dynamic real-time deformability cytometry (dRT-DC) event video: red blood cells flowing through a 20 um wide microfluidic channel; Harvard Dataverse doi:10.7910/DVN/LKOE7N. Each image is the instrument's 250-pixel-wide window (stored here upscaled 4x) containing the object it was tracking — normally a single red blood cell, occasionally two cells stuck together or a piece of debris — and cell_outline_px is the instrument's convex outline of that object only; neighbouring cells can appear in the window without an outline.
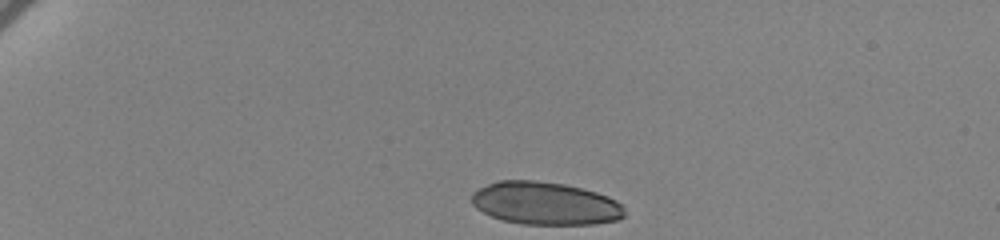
{"species": "human", "species_latin": "Homo sapiens", "temperature_condition": "cold", "stored_images_in_passage": 39, "camera_frame_rate_fps": 3000, "um_per_image_px": 0.085, "donor": {"sex": "female"}, "frame": {"image": 1, "passage_image": 1, "time_ms": 0.0, "image_size_px": [1000, 240], "cell_outline_px": [[624, 216], [620, 220], [592, 224], [524, 224], [504, 220], [492, 216], [476, 208], [472, 204], [472, 192], [488, 184], [500, 180], [532, 180], [564, 184], [596, 192], [608, 196], [616, 200], [624, 208]], "centroid_in_image_um": [46.36, 17.29], "position_along_channel_um": 38.6, "area_um2": 37.97}}
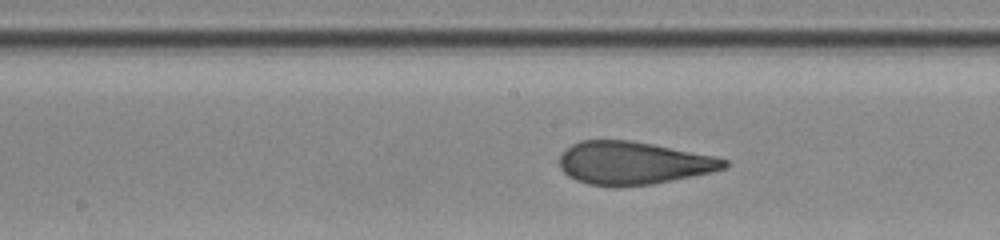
{"frame": {"image": 2, "passage_image": 21, "time_ms": 6.667, "image_size_px": [1000, 240], "cell_outline_px": [[728, 164], [724, 168], [712, 172], [652, 184], [616, 188], [612, 188], [588, 184], [576, 180], [568, 176], [560, 168], [560, 156], [572, 144], [580, 140], [628, 140], [652, 144], [712, 156], [728, 160]], "centroid_in_image_um": [53.78, 13.88], "position_along_channel_um": 194.4, "area_um2": 41.1}}
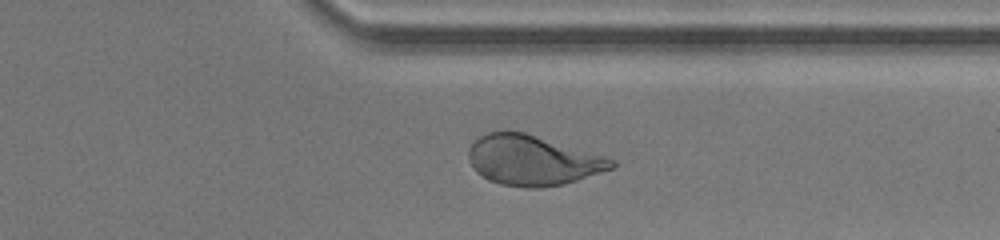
{"frame": {"image": 3, "passage_image": 36, "time_ms": 11.667, "image_size_px": [1000, 240], "cell_outline_px": [[616, 164], [612, 168], [564, 184], [540, 188], [528, 188], [500, 184], [488, 180], [476, 172], [472, 168], [468, 160], [468, 148], [480, 136], [488, 132], [524, 132], [608, 156], [616, 160]], "centroid_in_image_um": [45.27, 13.63], "position_along_channel_um": 366.1, "area_um2": 41.79}, "authors_computed_cell_mechanics": {"area_um2": 41.0958, "velocity_mm_per_s": 3.4467, "shape_relaxation_time_tau1_ms": 8.4286, "shape_relaxation_time_tau2_ms": 0.8585, "deformation_change_tau1": 0.254, "deformation_change_tau2": 0.0842}}